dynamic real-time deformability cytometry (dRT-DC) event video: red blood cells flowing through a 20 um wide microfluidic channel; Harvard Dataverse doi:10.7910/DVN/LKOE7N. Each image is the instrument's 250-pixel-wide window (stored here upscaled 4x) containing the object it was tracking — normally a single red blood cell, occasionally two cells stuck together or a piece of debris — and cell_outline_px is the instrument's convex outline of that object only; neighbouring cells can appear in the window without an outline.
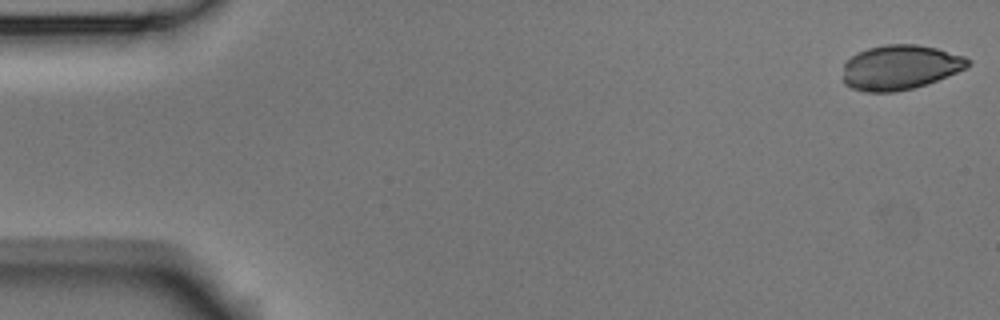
{"species": "Egyptian fruit bat (a non-hibernating species)", "species_latin": "Rousettus aegyptiacus", "temperature_condition": "room temperature", "stored_images_in_passage": 6, "camera_frame_rate_fps": 3000, "um_per_image_px": 0.085, "animal": {"sex": "male"}, "frame": {"image": 1, "passage_image": 1, "time_ms": 0.0, "image_size_px": [1000, 320], "cell_outline_px": [[972, 60], [964, 68], [956, 72], [936, 80], [912, 88], [896, 92], [864, 92], [852, 88], [844, 84], [844, 64], [856, 52], [868, 48], [884, 44], [916, 44], [936, 48], [964, 56]], "centroid_in_image_um": [76.47, 5.72], "position_along_channel_um": 8.5, "area_um2": 32.37}}
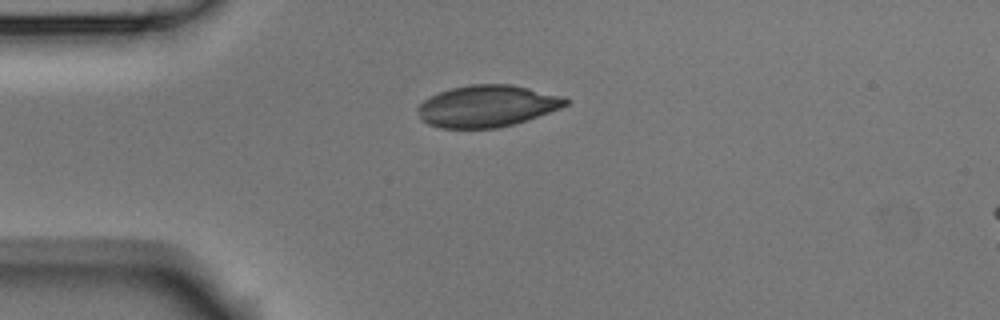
{"frame": {"image": 2, "passage_image": 4, "time_ms": 1.0, "image_size_px": [1000, 320], "cell_outline_px": [[572, 100], [568, 104], [560, 108], [512, 124], [496, 128], [440, 128], [428, 124], [420, 120], [416, 108], [424, 100], [440, 92], [452, 88], [468, 84], [512, 84], [564, 96]], "centroid_in_image_um": [41.39, 9.01], "position_along_channel_um": 43.6, "area_um2": 35.89}}